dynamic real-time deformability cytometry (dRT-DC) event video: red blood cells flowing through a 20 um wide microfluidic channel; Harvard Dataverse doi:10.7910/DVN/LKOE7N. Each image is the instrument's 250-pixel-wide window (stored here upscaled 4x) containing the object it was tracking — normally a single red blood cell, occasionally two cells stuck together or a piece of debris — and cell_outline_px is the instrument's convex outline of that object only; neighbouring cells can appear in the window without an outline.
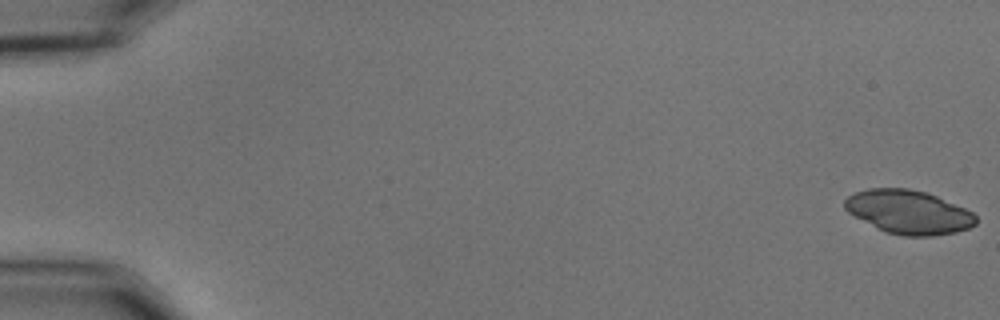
{"species": "common noctule bat (a hibernating species)", "species_latin": "Nyctalus noctula", "temperature_condition": "cold", "stored_images_in_passage": 56, "camera_frame_rate_fps": 3000, "um_per_image_px": 0.085, "animal": {"sex": "male", "body_mass_g": 15.6}, "frame": {"image": 1, "passage_image": 1, "time_ms": 0.0, "image_size_px": [1000, 320], "cell_outline_px": [[976, 224], [968, 228], [956, 232], [932, 236], [904, 236], [884, 232], [848, 212], [844, 208], [844, 200], [848, 196], [856, 192], [868, 188], [908, 188], [924, 192], [936, 196], [964, 208], [972, 212], [976, 216]], "centroid_in_image_um": [77.21, 18.03], "position_along_channel_um": 7.8, "area_um2": 33.23}}